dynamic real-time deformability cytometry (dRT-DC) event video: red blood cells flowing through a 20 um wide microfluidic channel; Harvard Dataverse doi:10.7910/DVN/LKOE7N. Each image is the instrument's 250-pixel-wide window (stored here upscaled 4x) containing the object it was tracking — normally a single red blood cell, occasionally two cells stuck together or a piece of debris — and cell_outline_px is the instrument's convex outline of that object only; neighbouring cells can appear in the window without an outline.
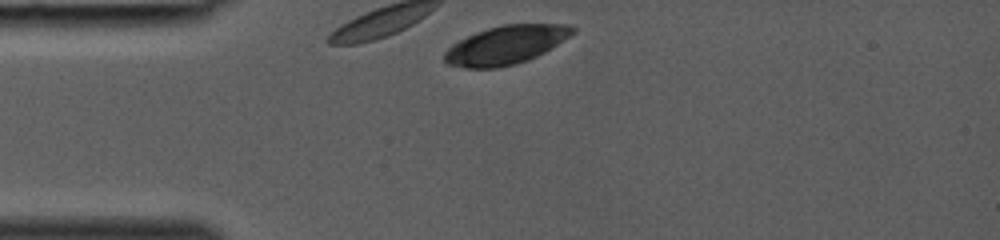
{"species": "common noctule bat (a hibernating species)", "species_latin": "Nyctalus noctula", "temperature_condition": "room temperature", "stored_images_in_passage": 4, "camera_frame_rate_fps": 3000, "um_per_image_px": 0.085, "animal": {"sex": "female", "body_mass_g": 19.0, "forearm_length_mm": 53.3}, "frame": {"image": 1, "passage_image": 1, "time_ms": 0.0, "image_size_px": [1000, 240], "cell_outline_px": [[576, 32], [544, 52], [528, 60], [516, 64], [496, 68], [464, 68], [448, 64], [444, 60], [444, 52], [452, 44], [476, 32], [488, 28], [504, 24], [564, 24], [576, 28]], "centroid_in_image_um": [42.99, 3.82], "position_along_channel_um": 42.0, "area_um2": 28.61}}